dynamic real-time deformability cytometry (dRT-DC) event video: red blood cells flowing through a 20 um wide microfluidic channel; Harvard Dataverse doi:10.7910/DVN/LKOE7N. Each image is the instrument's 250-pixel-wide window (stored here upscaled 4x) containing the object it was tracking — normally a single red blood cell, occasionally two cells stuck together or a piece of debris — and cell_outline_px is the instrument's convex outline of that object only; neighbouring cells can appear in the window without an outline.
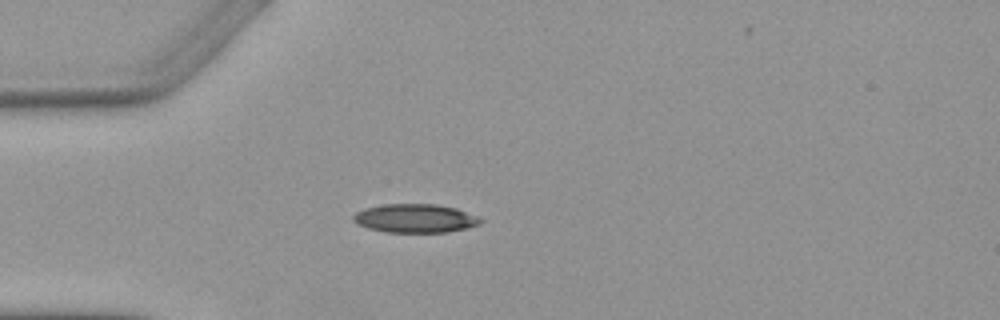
{"species": "Egyptian fruit bat (a non-hibernating species)", "species_latin": "Rousettus aegyptiacus", "temperature_condition": "warm", "stored_images_in_passage": 2, "camera_frame_rate_fps": 3000, "um_per_image_px": 0.085, "animal": {"sex": "female"}, "frame": {"image": 1, "passage_image": 1, "time_ms": 0.0, "image_size_px": [1000, 320], "cell_outline_px": [[484, 220], [480, 224], [468, 228], [448, 232], [384, 232], [368, 228], [356, 224], [352, 220], [352, 216], [356, 212], [364, 208], [384, 204], [436, 204], [456, 208], [476, 216]], "centroid_in_image_um": [35.27, 18.56], "position_along_channel_um": 49.7, "area_um2": 21.39}}